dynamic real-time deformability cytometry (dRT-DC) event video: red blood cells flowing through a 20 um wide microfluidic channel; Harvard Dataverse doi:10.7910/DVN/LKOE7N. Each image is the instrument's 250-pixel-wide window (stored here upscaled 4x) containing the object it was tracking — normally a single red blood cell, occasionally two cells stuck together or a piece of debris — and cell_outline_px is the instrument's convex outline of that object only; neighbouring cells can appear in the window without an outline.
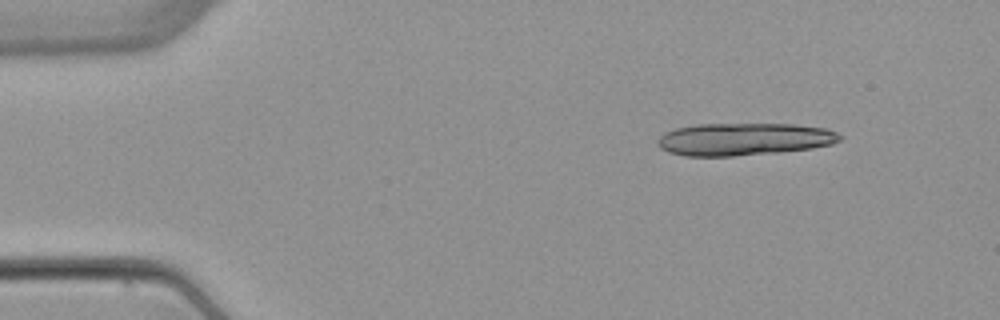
{"species": "common noctule bat (a hibernating species)", "species_latin": "Nyctalus noctula", "temperature_condition": "warm", "stored_images_in_passage": 4, "camera_frame_rate_fps": 3000, "um_per_image_px": 0.085, "animal": {"sex": "female", "body_mass_g": 22.7, "forearm_length_mm": 54.2}, "frame": {"image": 1, "passage_image": 1, "time_ms": 0.0, "image_size_px": [1000, 320], "cell_outline_px": [[844, 136], [840, 140], [832, 144], [812, 148], [780, 152], [732, 156], [684, 156], [668, 152], [660, 148], [656, 144], [656, 140], [664, 132], [676, 128], [696, 124], [792, 124], [828, 128]], "centroid_in_image_um": [63.22, 11.83], "position_along_channel_um": 21.8, "area_um2": 34.8}}
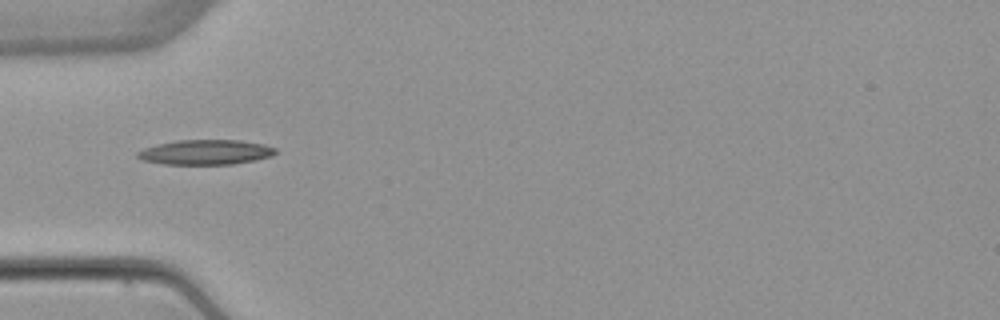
{"frame": {"image": 2, "passage_image": 4, "time_ms": 3.667, "image_size_px": [1000, 320], "cell_outline_px": [[276, 152], [272, 156], [256, 160], [232, 164], [164, 164], [140, 160], [136, 156], [136, 152], [144, 148], [156, 144], [176, 140], [240, 140], [264, 144], [276, 148]], "centroid_in_image_um": [17.45, 12.93], "position_along_channel_um": 67.5, "area_um2": 20.17}}